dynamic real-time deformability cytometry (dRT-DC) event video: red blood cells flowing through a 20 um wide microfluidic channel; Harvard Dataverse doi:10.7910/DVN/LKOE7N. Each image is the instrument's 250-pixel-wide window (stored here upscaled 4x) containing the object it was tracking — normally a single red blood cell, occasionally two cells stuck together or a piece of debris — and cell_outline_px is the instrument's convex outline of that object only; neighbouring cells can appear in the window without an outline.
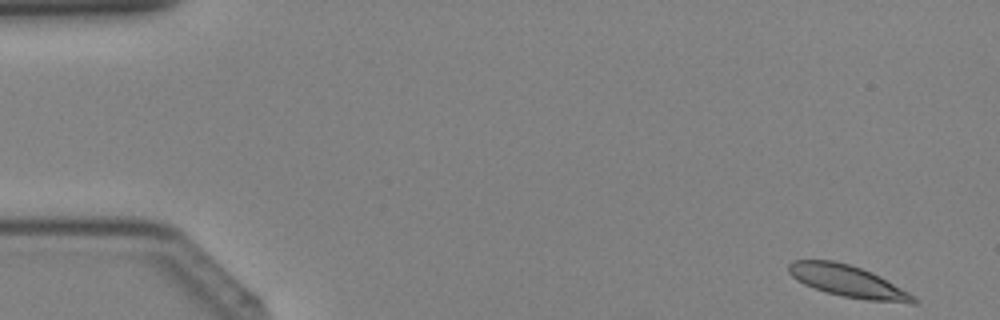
{"species": "Egyptian fruit bat (a non-hibernating species)", "species_latin": "Rousettus aegyptiacus", "temperature_condition": "cold", "stored_images_in_passage": 39, "camera_frame_rate_fps": 3000, "um_per_image_px": 0.085, "animal": {"sex": "female"}, "frame": {"image": 1, "passage_image": 1, "time_ms": 0.0, "image_size_px": [1000, 320], "cell_outline_px": [[916, 304], [908, 304], [868, 300], [844, 296], [828, 292], [804, 284], [796, 280], [788, 272], [788, 264], [792, 260], [832, 260], [848, 264], [872, 272], [880, 276], [908, 292], [916, 300]], "centroid_in_image_um": [72.05, 23.9], "position_along_channel_um": 12.9, "area_um2": 22.83}}
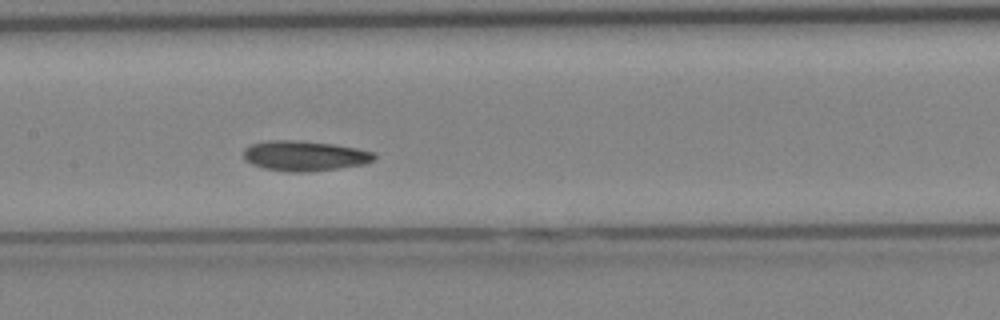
{"frame": {"image": 2, "passage_image": 19, "time_ms": 6.0, "image_size_px": [1000, 320], "cell_outline_px": [[376, 156], [372, 160], [364, 164], [340, 168], [308, 172], [288, 172], [264, 168], [252, 164], [244, 160], [244, 148], [252, 144], [268, 140], [300, 140], [332, 144], [356, 148], [376, 152]], "centroid_in_image_um": [25.88, 13.24], "position_along_channel_um": 181.5, "area_um2": 23.06}}
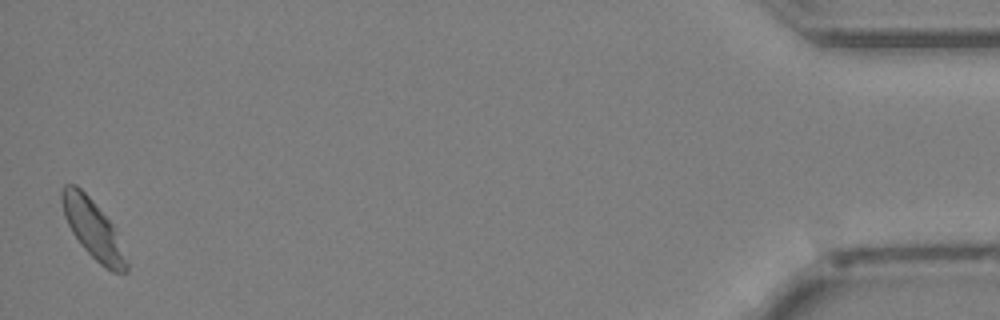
{"frame": {"image": 3, "passage_image": 39, "time_ms": 12.667, "image_size_px": [1000, 320], "cell_outline_px": [[128, 272], [112, 272], [100, 264], [80, 244], [72, 232], [64, 216], [60, 200], [60, 192], [64, 184], [76, 184], [92, 200], [112, 224], [128, 264]], "centroid_in_image_um": [7.86, 19.44], "position_along_channel_um": 427.3, "area_um2": 21.68}}